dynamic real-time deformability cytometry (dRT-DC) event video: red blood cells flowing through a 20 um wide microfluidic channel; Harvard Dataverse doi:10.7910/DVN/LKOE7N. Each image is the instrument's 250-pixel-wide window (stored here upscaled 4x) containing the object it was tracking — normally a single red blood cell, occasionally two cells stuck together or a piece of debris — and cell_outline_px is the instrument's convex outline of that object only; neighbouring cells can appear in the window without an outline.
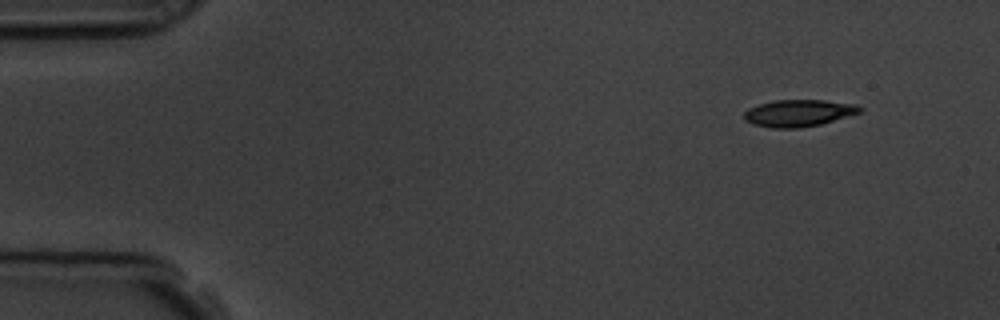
{"species": "common noctule bat (a hibernating species)", "species_latin": "Nyctalus noctula", "temperature_condition": "room temperature", "stored_images_in_passage": 13, "camera_frame_rate_fps": 3000, "um_per_image_px": 0.085, "animal": {"sex": "male", "body_mass_g": 19.5, "forearm_length_mm": 54.6}, "frame": {"image": 1, "passage_image": 1, "time_ms": 0.0, "image_size_px": [1000, 320], "cell_outline_px": [[864, 108], [860, 112], [820, 124], [800, 128], [772, 128], [752, 124], [744, 120], [744, 112], [748, 108], [772, 100], [824, 100], [856, 104]], "centroid_in_image_um": [67.85, 9.61], "position_along_channel_um": 17.1, "area_um2": 18.15}}
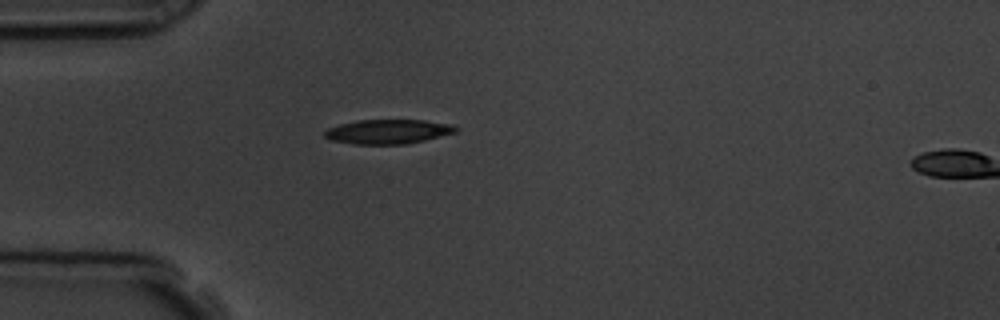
{"frame": {"image": 2, "passage_image": 11, "time_ms": 3.333, "image_size_px": [1000, 320], "cell_outline_px": [[460, 128], [456, 132], [408, 144], [356, 144], [328, 140], [324, 136], [324, 132], [328, 128], [340, 124], [356, 120], [424, 120], [452, 124]], "centroid_in_image_um": [32.98, 11.18], "position_along_channel_um": 52.0, "area_um2": 18.73}}